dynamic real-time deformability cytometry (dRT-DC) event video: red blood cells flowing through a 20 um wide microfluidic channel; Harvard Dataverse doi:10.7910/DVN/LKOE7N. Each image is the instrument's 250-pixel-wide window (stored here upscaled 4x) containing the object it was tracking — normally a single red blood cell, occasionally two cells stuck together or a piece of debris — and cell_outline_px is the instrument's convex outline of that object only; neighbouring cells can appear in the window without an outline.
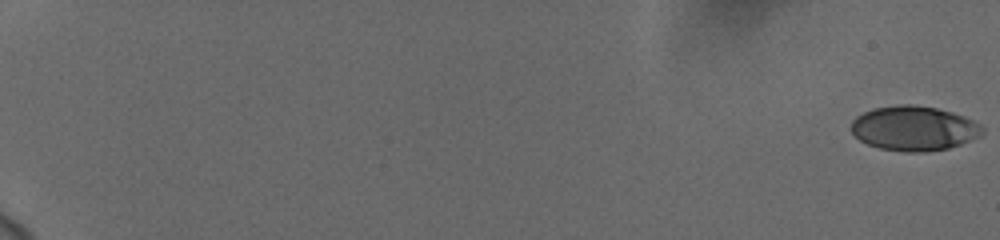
{"species": "human", "species_latin": "Homo sapiens", "temperature_condition": "cold", "stored_images_in_passage": 60, "camera_frame_rate_fps": 3000, "um_per_image_px": 0.085, "donor": {"sex": "female"}, "frame": {"image": 1, "passage_image": 1, "time_ms": 0.0, "image_size_px": [1000, 240], "cell_outline_px": [[984, 132], [980, 136], [960, 144], [948, 148], [924, 152], [904, 152], [880, 148], [868, 144], [860, 140], [852, 132], [852, 120], [856, 116], [872, 108], [900, 104], [912, 104], [936, 108], [952, 112], [964, 116], [980, 124], [984, 128]], "centroid_in_image_um": [77.69, 10.9], "position_along_channel_um": 7.3, "area_um2": 34.16}}
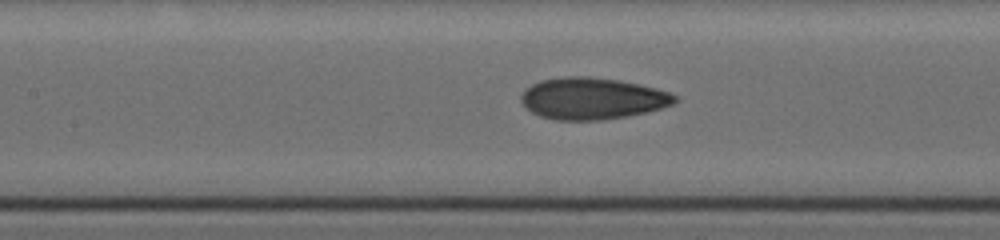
{"frame": {"image": 2, "passage_image": 32, "time_ms": 10.333, "image_size_px": [1000, 240], "cell_outline_px": [[680, 100], [672, 104], [648, 112], [628, 116], [604, 120], [552, 120], [540, 116], [524, 108], [520, 100], [520, 96], [532, 84], [540, 80], [564, 76], [588, 76], [620, 80], [656, 88], [668, 92], [676, 96]], "centroid_in_image_um": [50.33, 8.38], "position_along_channel_um": 157.1, "area_um2": 37.63}}
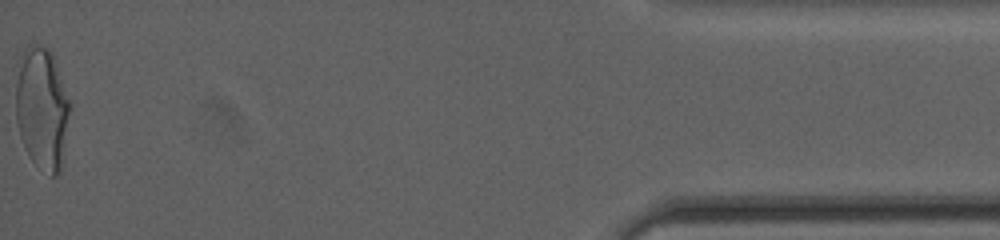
{"frame": {"image": 3, "passage_image": 60, "time_ms": 19.667, "image_size_px": [1000, 240], "cell_outline_px": [[72, 108], [60, 172], [56, 176], [52, 176], [36, 164], [28, 156], [20, 136], [16, 120], [16, 84], [20, 56], [24, 48], [28, 44], [36, 44], [48, 48], [52, 52], [72, 104]], "centroid_in_image_um": [3.6, 9.18], "position_along_channel_um": 431.6, "area_um2": 39.19}, "authors_computed_cell_mechanics": {"area_um2": 35.6048, "velocity_mm_per_s": 3.7074, "shape_relaxation_time_tau1_ms": 5.9848, "shape_relaxation_time_tau2_ms": 1.4075, "deformation_change_tau1": 0.2036, "deformation_change_tau2": 0.0704}}